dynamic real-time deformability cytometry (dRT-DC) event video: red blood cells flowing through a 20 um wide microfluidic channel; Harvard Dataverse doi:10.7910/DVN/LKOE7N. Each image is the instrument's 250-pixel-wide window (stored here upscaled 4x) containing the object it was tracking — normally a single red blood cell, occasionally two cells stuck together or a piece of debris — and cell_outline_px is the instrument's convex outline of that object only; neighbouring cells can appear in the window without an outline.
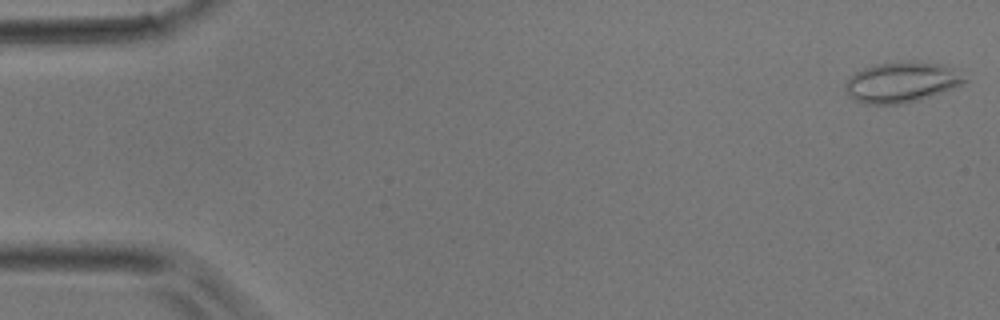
{"species": "common noctule bat (a hibernating species)", "species_latin": "Nyctalus noctula", "temperature_condition": "room temperature", "stored_images_in_passage": 44, "camera_frame_rate_fps": 3000, "um_per_image_px": 0.085, "animal": {"sex": "male", "body_mass_g": 17.9}, "frame": {"image": 1, "passage_image": 1, "time_ms": 0.0, "image_size_px": [1000, 320], "cell_outline_px": [[968, 80], [956, 88], [904, 104], [868, 104], [856, 100], [844, 88], [844, 84], [856, 72], [864, 68], [876, 64], [908, 60], [916, 60], [948, 64], [956, 68]], "centroid_in_image_um": [76.73, 6.95], "position_along_channel_um": 8.3, "area_um2": 28.5}}
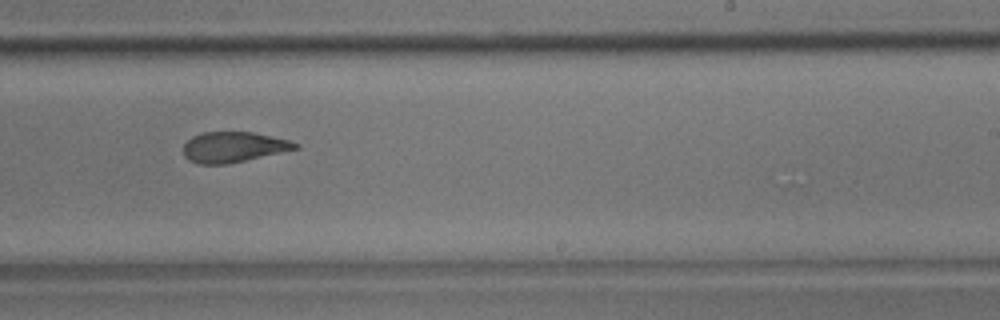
{"frame": {"image": 2, "passage_image": 27, "time_ms": 8.667, "image_size_px": [1000, 320], "cell_outline_px": [[300, 148], [228, 164], [200, 164], [188, 160], [184, 156], [184, 144], [192, 136], [204, 132], [252, 132], [288, 140], [300, 144]], "centroid_in_image_um": [19.84, 12.5], "position_along_channel_um": 269.2, "area_um2": 19.77}}
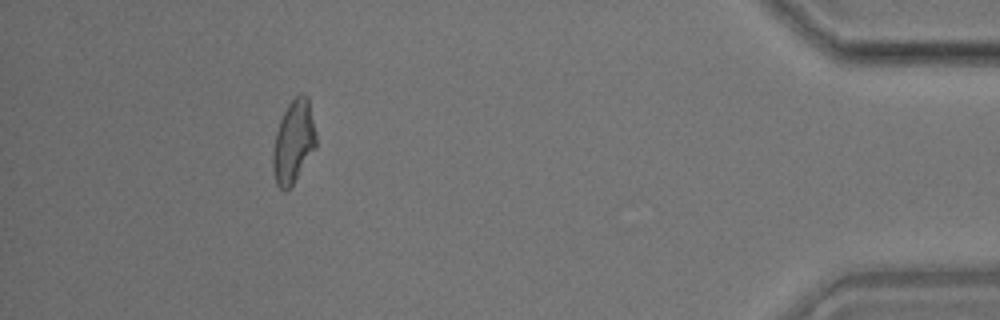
{"frame": {"image": 3, "passage_image": 40, "time_ms": 13.0, "image_size_px": [1000, 320], "cell_outline_px": [[316, 148], [292, 184], [284, 192], [276, 184], [272, 168], [272, 152], [276, 132], [280, 120], [288, 104], [300, 92], [304, 92], [308, 96], [316, 132]], "centroid_in_image_um": [24.95, 12.02], "position_along_channel_um": 410.3, "area_um2": 20.92}}